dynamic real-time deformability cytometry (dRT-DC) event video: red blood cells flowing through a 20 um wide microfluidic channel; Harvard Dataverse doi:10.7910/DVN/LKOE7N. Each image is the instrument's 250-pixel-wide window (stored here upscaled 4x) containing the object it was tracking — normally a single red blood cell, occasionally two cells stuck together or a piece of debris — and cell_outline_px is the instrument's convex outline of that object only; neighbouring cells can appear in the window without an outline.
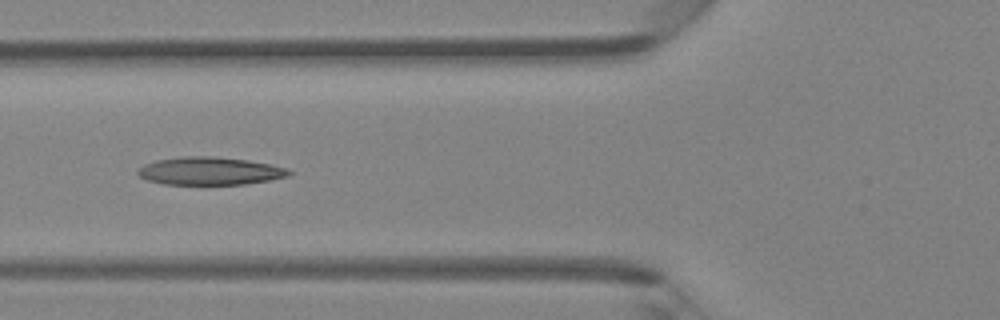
{"species": "Egyptian fruit bat (a non-hibernating species)", "species_latin": "Rousettus aegyptiacus", "temperature_condition": "room temperature", "stored_images_in_passage": 6, "camera_frame_rate_fps": 3000, "um_per_image_px": 0.085, "animal": {"sex": "female"}, "frame": {"image": 1, "passage_image": 5, "time_ms": 1.333, "image_size_px": [1000, 320], "cell_outline_px": [[292, 172], [288, 176], [268, 180], [244, 184], [164, 184], [148, 180], [140, 176], [136, 172], [144, 164], [156, 160], [180, 156], [212, 156], [248, 160], [288, 168]], "centroid_in_image_um": [17.82, 14.52], "position_along_channel_um": 108.0, "area_um2": 24.39}}
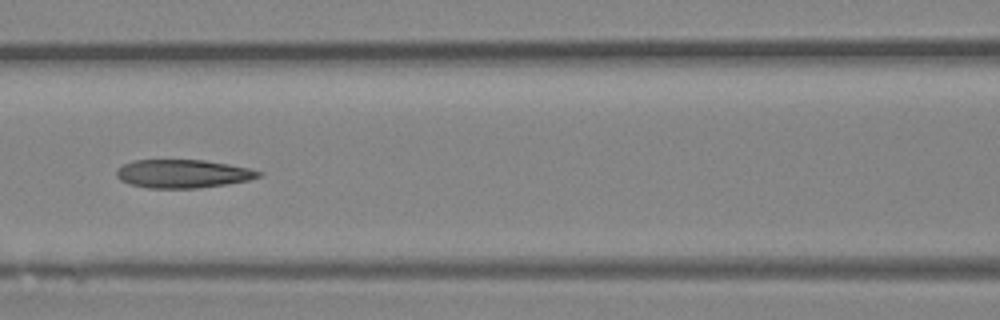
{"frame": {"image": 2, "passage_image": 6, "time_ms": 1.667, "image_size_px": [1000, 320], "cell_outline_px": [[264, 172], [260, 176], [248, 180], [224, 184], [196, 188], [148, 188], [128, 184], [120, 180], [116, 176], [116, 168], [132, 160], [204, 160], [228, 164], [248, 168]], "centroid_in_image_um": [15.49, 14.76], "position_along_channel_um": 151.1, "area_um2": 23.47}}